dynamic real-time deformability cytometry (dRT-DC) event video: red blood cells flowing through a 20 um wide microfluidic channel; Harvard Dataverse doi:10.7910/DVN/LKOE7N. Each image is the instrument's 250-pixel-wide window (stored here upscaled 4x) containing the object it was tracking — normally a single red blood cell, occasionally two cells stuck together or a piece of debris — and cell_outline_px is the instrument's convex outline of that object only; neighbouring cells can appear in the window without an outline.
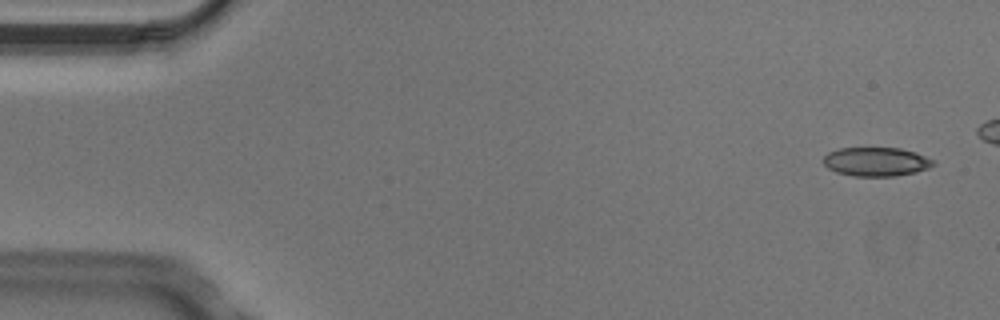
{"species": "Egyptian fruit bat (a non-hibernating species)", "species_latin": "Rousettus aegyptiacus", "temperature_condition": "cold", "stored_images_in_passage": 6, "camera_frame_rate_fps": 3000, "um_per_image_px": 0.085, "animal": {"sex": "male"}, "frame": {"image": 1, "passage_image": 1, "time_ms": 0.0, "image_size_px": [1000, 320], "cell_outline_px": [[936, 164], [928, 168], [916, 172], [896, 176], [856, 176], [836, 172], [828, 168], [824, 164], [824, 156], [828, 152], [840, 148], [900, 148], [916, 152], [936, 160]], "centroid_in_image_um": [74.52, 13.74], "position_along_channel_um": 10.5, "area_um2": 18.61}}